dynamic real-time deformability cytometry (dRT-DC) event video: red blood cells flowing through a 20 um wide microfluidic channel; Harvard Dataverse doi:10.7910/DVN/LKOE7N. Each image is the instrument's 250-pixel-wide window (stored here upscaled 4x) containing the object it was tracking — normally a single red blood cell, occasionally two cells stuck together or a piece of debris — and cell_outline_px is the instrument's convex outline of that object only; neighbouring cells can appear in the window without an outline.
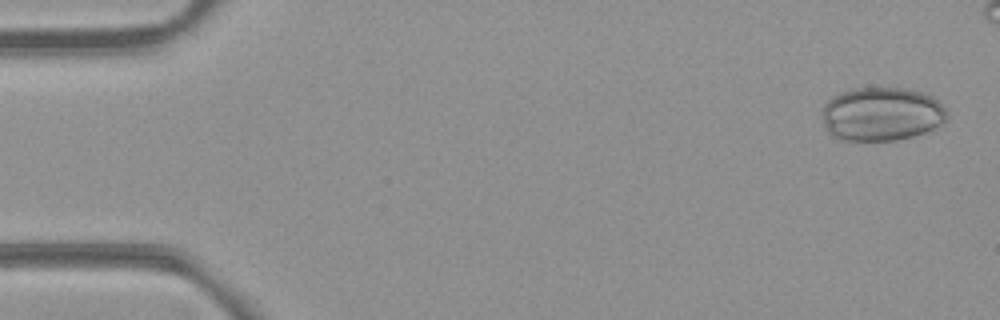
{"species": "common noctule bat (a hibernating species)", "species_latin": "Nyctalus noctula", "temperature_condition": "room temperature", "stored_images_in_passage": 48, "camera_frame_rate_fps": 3000, "um_per_image_px": 0.085, "animal": {"sex": "female", "body_mass_g": 21.9}, "frame": {"image": 1, "passage_image": 2, "time_ms": 0.333, "image_size_px": [1000, 320], "cell_outline_px": [[948, 120], [944, 124], [924, 132], [912, 136], [896, 140], [844, 140], [832, 136], [828, 132], [824, 120], [824, 104], [832, 96], [840, 92], [852, 88], [904, 88], [920, 92], [932, 96], [948, 112]], "centroid_in_image_um": [74.96, 9.69], "position_along_channel_um": 10.0, "area_um2": 39.02}}
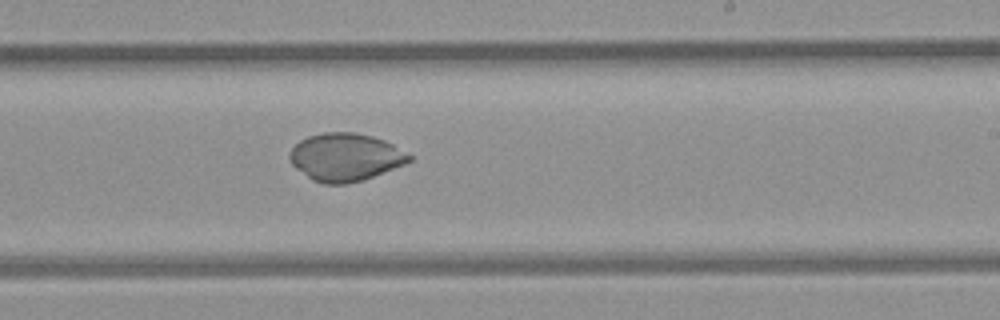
{"frame": {"image": 2, "passage_image": 32, "time_ms": 10.333, "image_size_px": [1000, 320], "cell_outline_px": [[412, 160], [404, 164], [364, 180], [348, 184], [324, 184], [312, 180], [296, 168], [292, 164], [288, 156], [292, 148], [300, 140], [308, 136], [324, 132], [356, 132], [372, 136], [384, 140], [392, 144], [412, 156]], "centroid_in_image_um": [29.34, 13.36], "position_along_channel_um": 259.7, "area_um2": 33.29}}
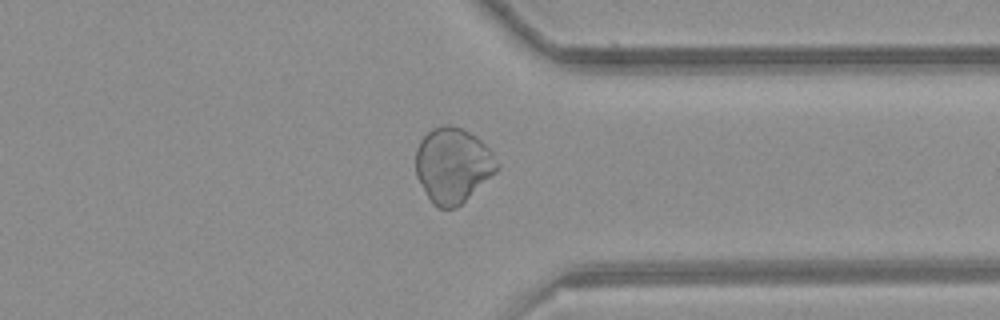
{"frame": {"image": 3, "passage_image": 41, "time_ms": 13.333, "image_size_px": [1000, 320], "cell_outline_px": [[500, 168], [496, 172], [456, 208], [440, 208], [432, 204], [416, 176], [416, 148], [420, 140], [432, 128], [444, 124], [448, 124], [460, 128], [476, 136], [492, 152], [500, 164]], "centroid_in_image_um": [38.48, 14.04], "position_along_channel_um": 372.9, "area_um2": 35.49}}